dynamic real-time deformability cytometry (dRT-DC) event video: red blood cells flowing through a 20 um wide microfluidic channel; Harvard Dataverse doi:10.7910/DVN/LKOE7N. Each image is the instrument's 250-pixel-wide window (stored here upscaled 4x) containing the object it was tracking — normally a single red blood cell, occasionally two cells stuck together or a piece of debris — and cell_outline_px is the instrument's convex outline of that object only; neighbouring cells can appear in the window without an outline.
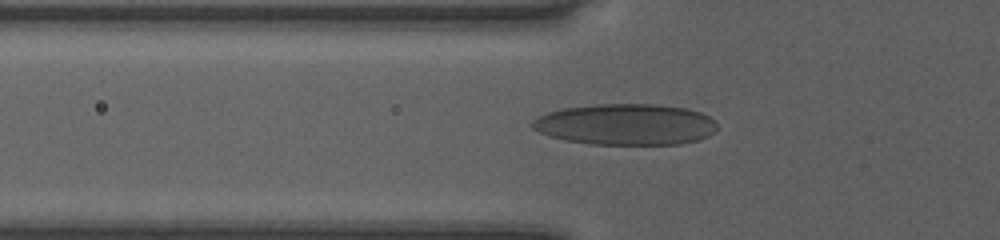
{"species": "human", "species_latin": "Homo sapiens", "temperature_condition": "room temperature", "stored_images_in_passage": 39, "camera_frame_rate_fps": 3000, "um_per_image_px": 0.085, "donor": {"sex": "female"}, "frame": {"image": 1, "passage_image": 7, "time_ms": 2.0, "image_size_px": [1000, 240], "cell_outline_px": [[716, 128], [708, 136], [696, 140], [680, 144], [588, 144], [564, 140], [548, 136], [532, 128], [532, 120], [536, 116], [548, 112], [564, 108], [596, 104], [656, 104], [684, 108], [700, 112], [708, 116], [716, 124]], "centroid_in_image_um": [53.13, 10.57], "position_along_channel_um": 72.7, "area_um2": 44.27}}
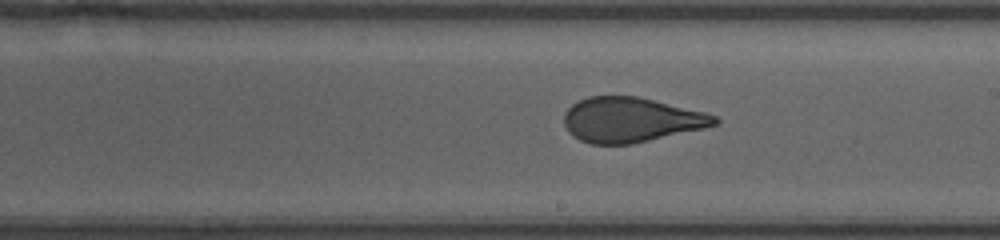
{"frame": {"image": 2, "passage_image": 19, "time_ms": 6.0, "image_size_px": [1000, 240], "cell_outline_px": [[720, 120], [716, 124], [704, 128], [632, 144], [592, 144], [580, 140], [572, 136], [568, 132], [564, 124], [564, 112], [572, 104], [588, 96], [636, 96], [704, 112], [716, 116]], "centroid_in_image_um": [53.59, 10.19], "position_along_channel_um": 235.4, "area_um2": 39.19}}
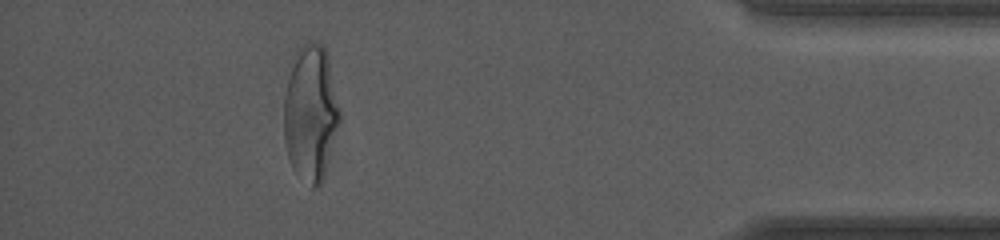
{"frame": {"image": 3, "passage_image": 35, "time_ms": 11.333, "image_size_px": [1000, 240], "cell_outline_px": [[344, 120], [324, 176], [320, 184], [316, 188], [312, 188], [292, 168], [288, 156], [284, 140], [284, 96], [288, 80], [296, 52], [308, 40], [312, 40], [324, 44], [328, 56]], "centroid_in_image_um": [26.48, 9.63], "position_along_channel_um": 408.7, "area_um2": 45.32}, "authors_computed_cell_mechanics": {"area_um2": 41.7316, "velocity_mm_per_s": 4.0576, "shape_relaxation_time_tau1_ms": 10.6282, "shape_relaxation_time_tau2_ms": 0.7353, "deformation_change_tau1": 0.2858, "deformation_change_tau2": 0.0717}}